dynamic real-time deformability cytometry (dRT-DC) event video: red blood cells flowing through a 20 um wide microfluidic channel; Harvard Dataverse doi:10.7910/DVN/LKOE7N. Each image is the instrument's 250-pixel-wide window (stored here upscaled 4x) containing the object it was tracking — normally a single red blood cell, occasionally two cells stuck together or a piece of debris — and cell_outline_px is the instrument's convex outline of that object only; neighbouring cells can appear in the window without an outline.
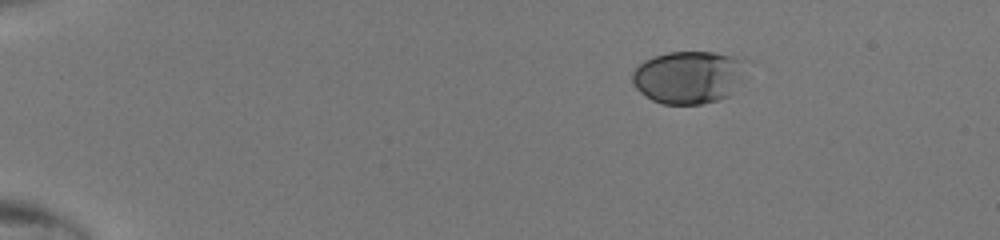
{"species": "human", "species_latin": "Homo sapiens", "temperature_condition": "room temperature", "stored_images_in_passage": 41, "camera_frame_rate_fps": 3000, "um_per_image_px": 0.085, "donor": {"sex": "male"}, "frame": {"image": 1, "passage_image": 1, "time_ms": 0.0, "image_size_px": [1000, 240], "cell_outline_px": [[752, 60], [740, 84], [728, 96], [716, 100], [700, 104], [660, 104], [652, 100], [640, 92], [632, 84], [632, 72], [644, 60], [652, 56], [668, 52], [712, 52]], "centroid_in_image_um": [58.58, 6.54], "position_along_channel_um": 26.4, "area_um2": 35.66}}
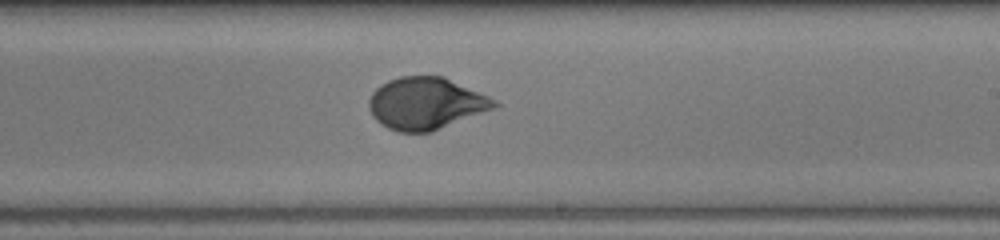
{"frame": {"image": 2, "passage_image": 24, "time_ms": 7.667, "image_size_px": [1000, 240], "cell_outline_px": [[500, 104], [492, 108], [432, 132], [400, 132], [388, 128], [376, 120], [372, 116], [368, 108], [368, 100], [372, 92], [380, 84], [388, 80], [400, 76], [444, 76], [488, 96], [496, 100]], "centroid_in_image_um": [36.15, 8.78], "position_along_channel_um": 252.9, "area_um2": 37.86}}
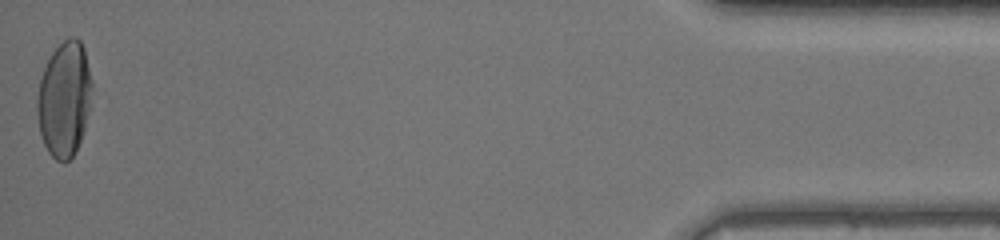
{"frame": {"image": 3, "passage_image": 41, "time_ms": 13.333, "image_size_px": [1000, 240], "cell_outline_px": [[92, 88], [88, 112], [84, 132], [76, 152], [64, 164], [56, 160], [48, 152], [40, 136], [36, 112], [36, 100], [40, 80], [44, 68], [52, 52], [68, 36], [76, 36], [80, 40], [84, 48], [92, 80]], "centroid_in_image_um": [5.46, 8.44], "position_along_channel_um": 429.7, "area_um2": 37.17}}